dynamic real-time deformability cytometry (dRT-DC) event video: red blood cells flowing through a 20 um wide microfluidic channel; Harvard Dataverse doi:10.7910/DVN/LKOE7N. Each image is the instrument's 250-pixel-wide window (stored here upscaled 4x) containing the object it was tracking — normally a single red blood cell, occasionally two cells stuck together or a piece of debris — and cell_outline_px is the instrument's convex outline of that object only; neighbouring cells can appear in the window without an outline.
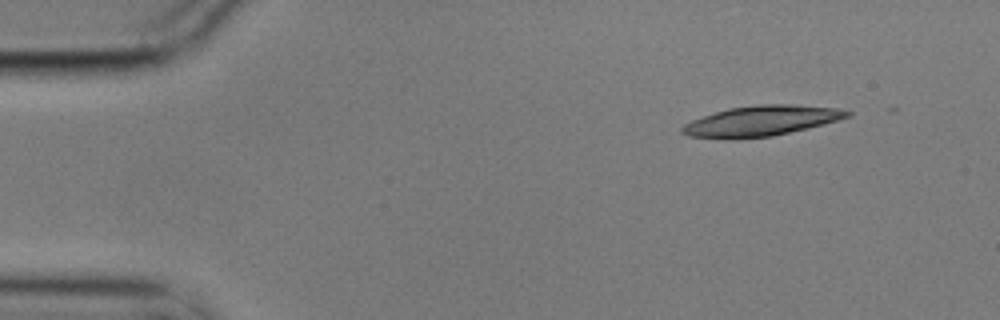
{"species": "common noctule bat (a hibernating species)", "species_latin": "Nyctalus noctula", "temperature_condition": "cold", "stored_images_in_passage": 4, "camera_frame_rate_fps": 3000, "um_per_image_px": 0.085, "animal": {"sex": "male", "body_mass_g": 17.9}, "frame": {"image": 1, "passage_image": 1, "time_ms": 0.0, "image_size_px": [1000, 320], "cell_outline_px": [[852, 116], [808, 128], [772, 136], [728, 140], [688, 136], [680, 132], [680, 128], [684, 124], [692, 120], [728, 108], [760, 104], [792, 104], [836, 108], [852, 112]], "centroid_in_image_um": [64.67, 10.29], "position_along_channel_um": 20.3, "area_um2": 29.3}}